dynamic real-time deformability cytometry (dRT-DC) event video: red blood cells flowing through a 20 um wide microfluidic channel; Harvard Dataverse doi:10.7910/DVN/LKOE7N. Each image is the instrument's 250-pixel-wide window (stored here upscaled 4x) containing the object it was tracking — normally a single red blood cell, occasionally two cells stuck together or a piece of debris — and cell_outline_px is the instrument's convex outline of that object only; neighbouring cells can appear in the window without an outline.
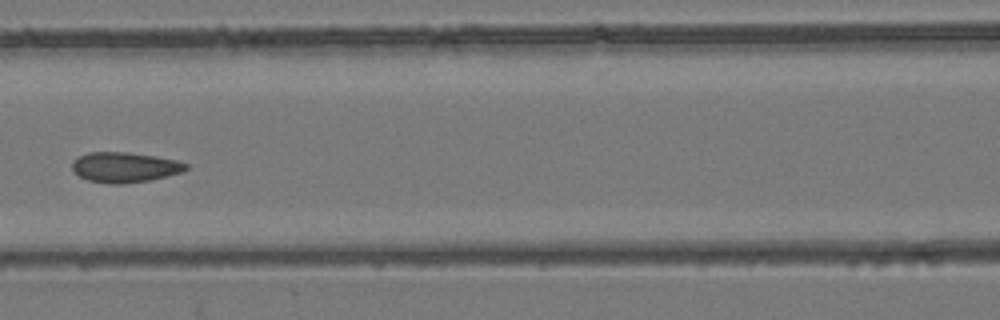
{"species": "common noctule bat (a hibernating species)", "species_latin": "Nyctalus noctula", "temperature_condition": "room temperature", "stored_images_in_passage": 7, "camera_frame_rate_fps": 3000, "um_per_image_px": 0.085, "animal": {"sex": "female", "body_mass_g": 24.6, "forearm_length_mm": 56.2}, "frame": {"image": 1, "passage_image": 7, "time_ms": 2.0, "image_size_px": [1000, 320], "cell_outline_px": [[188, 168], [184, 172], [152, 180], [124, 184], [108, 184], [88, 180], [80, 176], [72, 168], [72, 164], [80, 156], [88, 152], [128, 152], [156, 156], [176, 160], [188, 164]], "centroid_in_image_um": [10.66, 14.23], "position_along_channel_um": 155.9, "area_um2": 20.11}}